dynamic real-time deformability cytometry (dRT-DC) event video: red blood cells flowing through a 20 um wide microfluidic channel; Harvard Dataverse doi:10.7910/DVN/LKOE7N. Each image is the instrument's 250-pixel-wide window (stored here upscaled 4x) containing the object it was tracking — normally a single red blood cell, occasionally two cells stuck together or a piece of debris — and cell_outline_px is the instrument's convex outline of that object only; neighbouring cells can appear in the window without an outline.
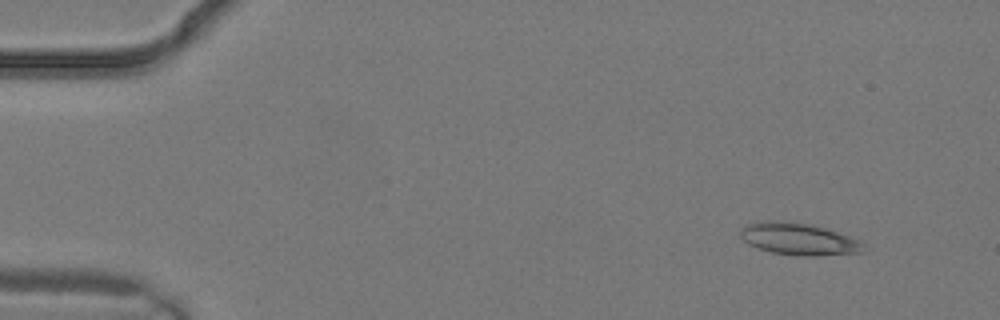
{"species": "common noctule bat (a hibernating species)", "species_latin": "Nyctalus noctula", "temperature_condition": "warm", "stored_images_in_passage": 2, "camera_frame_rate_fps": 3000, "um_per_image_px": 0.085, "animal": {"sex": "male", "body_mass_g": 19.2, "forearm_length_mm": 51.8}, "frame": {"image": 1, "passage_image": 1, "time_ms": 0.0, "image_size_px": [1000, 320], "cell_outline_px": [[864, 244], [860, 252], [820, 256], [796, 256], [772, 252], [748, 244], [740, 236], [740, 228], [744, 224], [768, 220], [784, 220], [812, 224], [828, 228], [860, 240]], "centroid_in_image_um": [67.86, 20.29], "position_along_channel_um": 17.1, "area_um2": 23.29}}